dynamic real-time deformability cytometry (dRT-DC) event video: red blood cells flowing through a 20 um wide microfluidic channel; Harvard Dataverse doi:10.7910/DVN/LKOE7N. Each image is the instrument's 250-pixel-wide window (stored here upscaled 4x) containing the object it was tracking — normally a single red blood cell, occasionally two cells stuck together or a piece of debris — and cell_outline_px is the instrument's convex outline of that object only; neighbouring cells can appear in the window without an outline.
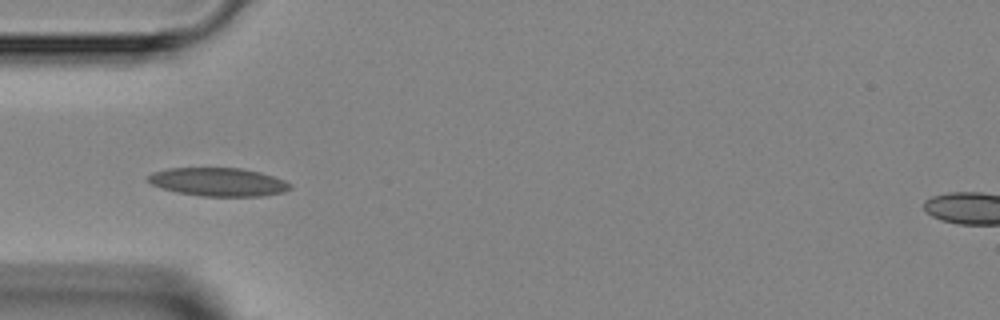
{"species": "Egyptian fruit bat (a non-hibernating species)", "species_latin": "Rousettus aegyptiacus", "temperature_condition": "room temperature", "stored_images_in_passage": 5, "camera_frame_rate_fps": 3000, "um_per_image_px": 0.085, "animal": {"sex": "female"}, "frame": {"image": 1, "passage_image": 4, "time_ms": 3.667, "image_size_px": [1000, 320], "cell_outline_px": [[292, 188], [284, 192], [260, 196], [200, 196], [176, 192], [152, 184], [148, 180], [148, 176], [152, 172], [168, 168], [240, 168], [260, 172], [284, 180], [292, 184]], "centroid_in_image_um": [18.57, 15.47], "position_along_channel_um": 66.4, "area_um2": 23.41}}
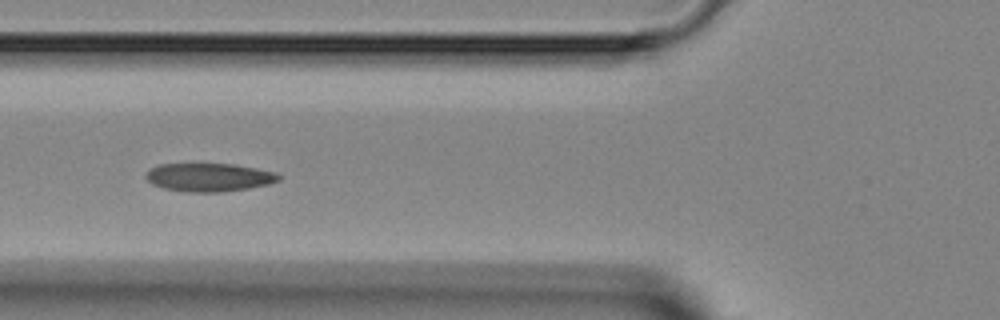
{"frame": {"image": 2, "passage_image": 5, "time_ms": 4.667, "image_size_px": [1000, 320], "cell_outline_px": [[280, 180], [268, 184], [248, 188], [220, 192], [184, 192], [164, 188], [152, 184], [144, 176], [148, 168], [160, 164], [236, 164], [276, 172], [280, 176]], "centroid_in_image_um": [17.74, 15.06], "position_along_channel_um": 108.1, "area_um2": 22.02}}